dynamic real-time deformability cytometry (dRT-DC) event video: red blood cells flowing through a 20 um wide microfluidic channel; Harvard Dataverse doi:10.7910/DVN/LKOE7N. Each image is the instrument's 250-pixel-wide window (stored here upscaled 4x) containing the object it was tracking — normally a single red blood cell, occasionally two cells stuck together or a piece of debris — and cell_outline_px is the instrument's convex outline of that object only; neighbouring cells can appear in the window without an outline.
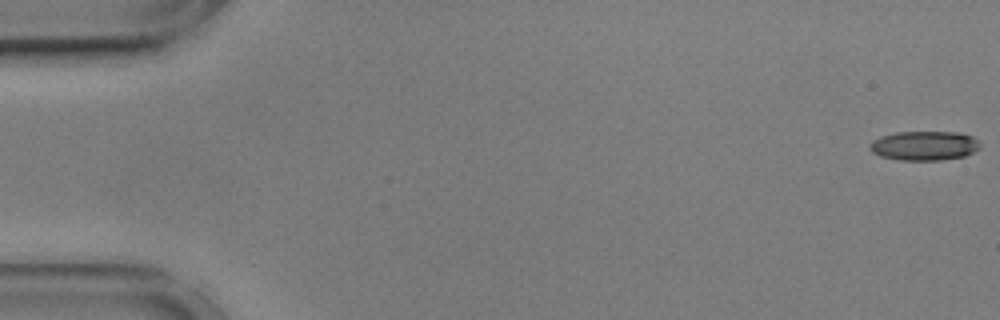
{"species": "common noctule bat (a hibernating species)", "species_latin": "Nyctalus noctula", "temperature_condition": "cold", "stored_images_in_passage": 11, "camera_frame_rate_fps": 3000, "um_per_image_px": 0.085, "animal": {"sex": "male", "body_mass_g": 17.9, "forearm_length_mm": 54.2}, "frame": {"image": 1, "passage_image": 1, "time_ms": 0.0, "image_size_px": [1000, 320], "cell_outline_px": [[980, 148], [964, 156], [940, 160], [900, 160], [880, 156], [872, 152], [868, 148], [872, 140], [880, 136], [896, 132], [960, 132], [972, 136], [980, 140]], "centroid_in_image_um": [78.56, 12.37], "position_along_channel_um": 6.4, "area_um2": 19.02}}